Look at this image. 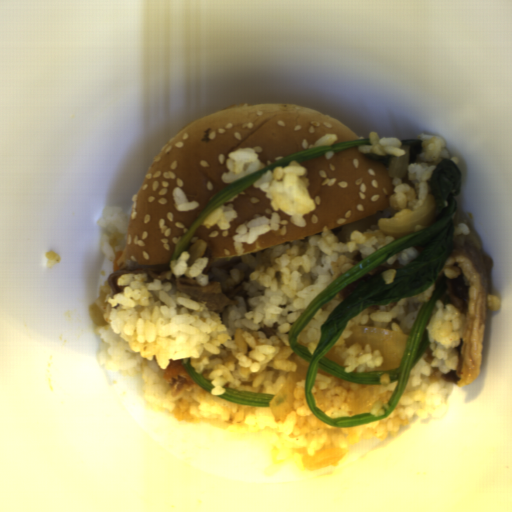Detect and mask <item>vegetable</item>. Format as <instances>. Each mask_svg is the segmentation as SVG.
Here are the masks:
<instances>
[{
    "label": "vegetable",
    "mask_w": 512,
    "mask_h": 512,
    "mask_svg": "<svg viewBox=\"0 0 512 512\" xmlns=\"http://www.w3.org/2000/svg\"><path fill=\"white\" fill-rule=\"evenodd\" d=\"M429 185L435 200L434 219L431 224L399 237L334 279L314 297L288 333L292 351L308 363L304 385L307 403L317 417L333 427L360 426L389 415L400 401L412 369L430 348L426 325L445 288L439 275L454 247L451 237L457 219L455 199L462 189V176L456 164L451 159L444 158L432 169ZM412 246L418 248L419 252L414 260L396 271L395 282L387 284L383 282L382 276L372 279L333 310L328 320L321 326L319 343L312 355L297 343L296 337L299 331L307 325L311 316L327 300L340 293L348 284L367 271ZM432 284L435 287L432 298L422 304L415 318L399 369L369 371L363 374L345 373L344 368L323 357L341 336L345 325L365 308L372 304L389 305L406 297L422 294ZM318 368L347 382L357 384H380V376L387 373L391 382L398 381L396 390L388 403L389 410L379 417L357 413L352 417L328 418L316 407L312 398L311 389Z\"/></svg>",
    "instance_id": "vegetable-1"
},
{
    "label": "vegetable",
    "mask_w": 512,
    "mask_h": 512,
    "mask_svg": "<svg viewBox=\"0 0 512 512\" xmlns=\"http://www.w3.org/2000/svg\"><path fill=\"white\" fill-rule=\"evenodd\" d=\"M225 391L221 396H217L225 401L242 404L251 407H269L270 401L276 396L272 394L253 393L239 390H232L226 385Z\"/></svg>",
    "instance_id": "vegetable-3"
},
{
    "label": "vegetable",
    "mask_w": 512,
    "mask_h": 512,
    "mask_svg": "<svg viewBox=\"0 0 512 512\" xmlns=\"http://www.w3.org/2000/svg\"><path fill=\"white\" fill-rule=\"evenodd\" d=\"M361 145H371L370 139L360 138V139H350L346 141L337 142L330 146L325 147H314L296 154H293L291 156H288L286 158H283L279 161H276L274 163H271L265 167H263L261 170L248 174L244 177H241L233 182H231L226 187L222 188L218 193H216L208 205L205 207V209L201 212V214L198 216V218L195 220L191 228L188 230V232L185 234V236L180 240V242L177 244L175 251L173 253V256L171 260H176L181 253L184 251L190 237L195 232V230L198 228V226L202 223V221L210 214L212 213L217 207L224 204L246 188L254 185L253 183L259 179L263 174H265L269 169L274 168L276 166H287L290 162L296 161L303 162L308 161L313 158H316L318 156H321L323 154H326L331 151H340V150H349L355 147L361 146Z\"/></svg>",
    "instance_id": "vegetable-2"
},
{
    "label": "vegetable",
    "mask_w": 512,
    "mask_h": 512,
    "mask_svg": "<svg viewBox=\"0 0 512 512\" xmlns=\"http://www.w3.org/2000/svg\"><path fill=\"white\" fill-rule=\"evenodd\" d=\"M401 146L423 145L422 139H399Z\"/></svg>",
    "instance_id": "vegetable-5"
},
{
    "label": "vegetable",
    "mask_w": 512,
    "mask_h": 512,
    "mask_svg": "<svg viewBox=\"0 0 512 512\" xmlns=\"http://www.w3.org/2000/svg\"><path fill=\"white\" fill-rule=\"evenodd\" d=\"M184 368L189 374L190 378L200 387H202L208 393L211 392L213 388L216 386L212 385L211 381H207L204 375L196 373V369L191 366L190 357L184 360H181Z\"/></svg>",
    "instance_id": "vegetable-4"
}]
</instances>
